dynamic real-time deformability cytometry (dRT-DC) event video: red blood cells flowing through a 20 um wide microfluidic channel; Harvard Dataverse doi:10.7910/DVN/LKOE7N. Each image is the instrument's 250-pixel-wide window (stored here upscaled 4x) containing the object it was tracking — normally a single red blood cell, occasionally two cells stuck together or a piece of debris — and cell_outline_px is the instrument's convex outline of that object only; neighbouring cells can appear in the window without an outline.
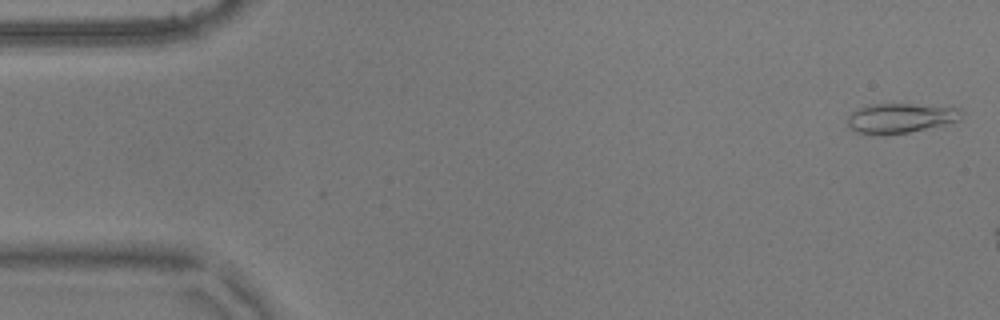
{"species": "common noctule bat (a hibernating species)", "species_latin": "Nyctalus noctula", "temperature_condition": "warm", "stored_images_in_passage": 8, "camera_frame_rate_fps": 3000, "um_per_image_px": 0.085, "animal": {"sex": "male", "body_mass_g": 17.9}, "frame": {"image": 1, "passage_image": 2, "time_ms": 0.333, "image_size_px": [1000, 320], "cell_outline_px": [[964, 112], [960, 120], [944, 124], [908, 132], [884, 136], [856, 132], [848, 124], [848, 116], [852, 112], [868, 104], [912, 104], [960, 108]], "centroid_in_image_um": [76.54, 10.04], "position_along_channel_um": 8.5, "area_um2": 19.71}}